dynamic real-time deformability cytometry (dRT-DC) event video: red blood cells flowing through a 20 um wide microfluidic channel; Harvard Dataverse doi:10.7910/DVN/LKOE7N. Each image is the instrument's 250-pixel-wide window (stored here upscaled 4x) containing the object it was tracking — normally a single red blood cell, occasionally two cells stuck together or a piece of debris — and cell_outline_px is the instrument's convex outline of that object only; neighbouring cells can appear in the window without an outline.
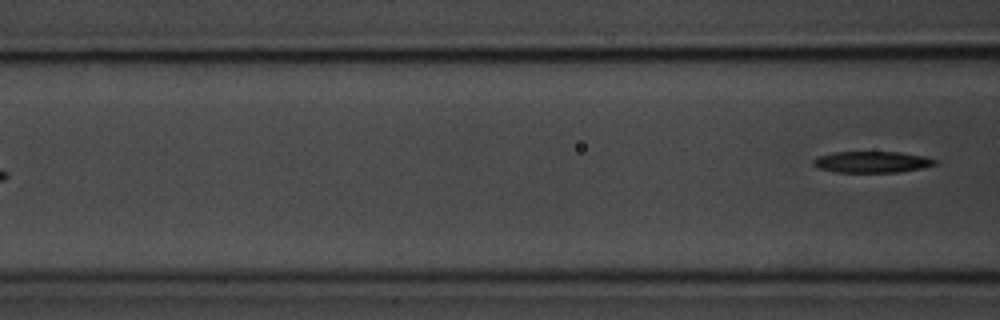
{"species": "common noctule bat (a hibernating species)", "species_latin": "Nyctalus noctula", "temperature_condition": "room temperature", "stored_images_in_passage": 7, "camera_frame_rate_fps": 3000, "um_per_image_px": 0.085, "animal": {"sex": "male", "body_mass_g": 20.1, "forearm_length_mm": 53.5}, "frame": {"image": 1, "passage_image": 7, "time_ms": 7.667, "image_size_px": [1000, 320], "cell_outline_px": [[936, 164], [924, 168], [900, 172], [836, 172], [820, 168], [812, 164], [812, 160], [816, 156], [832, 152], [900, 152], [924, 156], [936, 160]], "centroid_in_image_um": [74.1, 13.76], "position_along_channel_um": 92.5, "area_um2": 15.2}}